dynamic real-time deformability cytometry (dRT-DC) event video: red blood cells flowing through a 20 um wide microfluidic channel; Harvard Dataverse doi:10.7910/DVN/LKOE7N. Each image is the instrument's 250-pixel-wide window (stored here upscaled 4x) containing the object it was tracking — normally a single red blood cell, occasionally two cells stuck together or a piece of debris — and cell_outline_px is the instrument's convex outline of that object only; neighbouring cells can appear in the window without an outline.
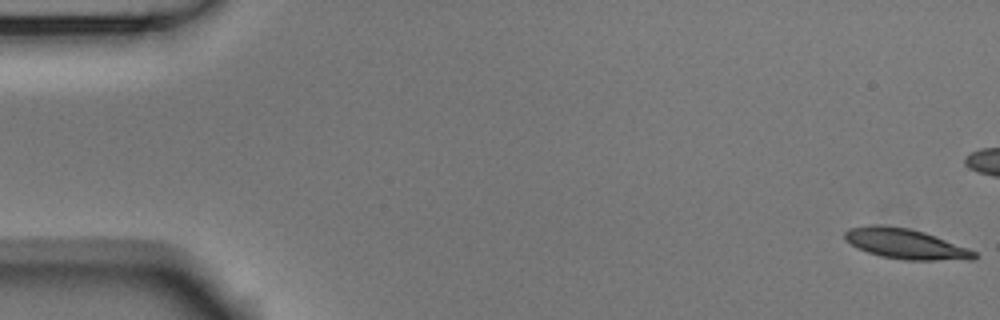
{"species": "Egyptian fruit bat (a non-hibernating species)", "species_latin": "Rousettus aegyptiacus", "temperature_condition": "room temperature", "stored_images_in_passage": 56, "camera_frame_rate_fps": 3000, "um_per_image_px": 0.085, "animal": {"sex": "male"}, "frame": {"image": 1, "passage_image": 1, "time_ms": 0.0, "image_size_px": [1000, 320], "cell_outline_px": [[976, 256], [972, 260], [904, 260], [880, 256], [856, 248], [844, 240], [844, 232], [848, 228], [868, 224], [880, 224], [908, 228], [924, 232], [936, 236], [968, 248], [976, 252]], "centroid_in_image_um": [76.92, 20.72], "position_along_channel_um": 8.1, "area_um2": 23.06}}
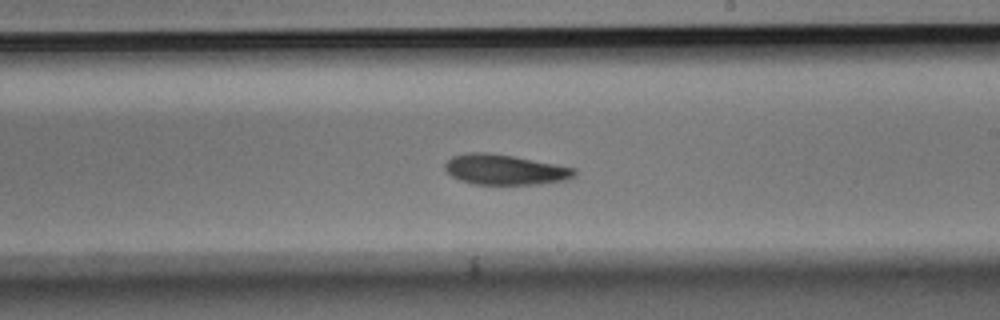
{"frame": {"image": 2, "passage_image": 32, "time_ms": 10.333, "image_size_px": [1000, 320], "cell_outline_px": [[576, 176], [568, 180], [540, 184], [476, 184], [460, 180], [452, 176], [444, 168], [444, 164], [452, 156], [468, 152], [488, 152], [512, 156], [576, 168]], "centroid_in_image_um": [42.93, 14.42], "position_along_channel_um": 246.1, "area_um2": 22.83}}
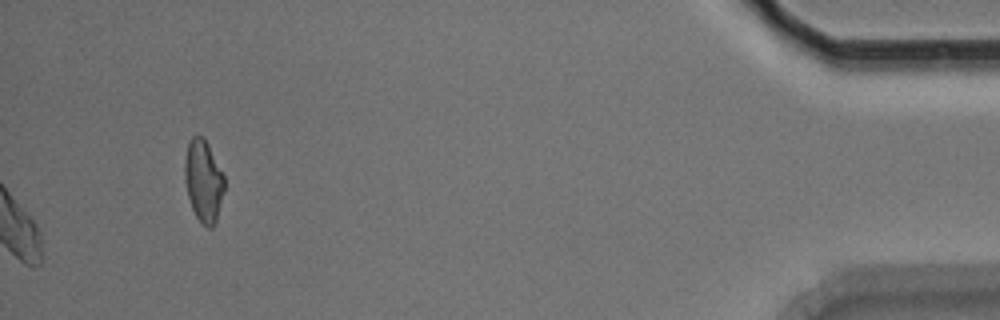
{"frame": {"image": 3, "passage_image": 56, "time_ms": 18.333, "image_size_px": [1000, 320], "cell_outline_px": [[224, 192], [216, 220], [212, 228], [208, 228], [196, 216], [192, 208], [188, 196], [184, 180], [184, 160], [188, 144], [192, 136], [204, 136], [224, 176]], "centroid_in_image_um": [17.28, 15.36], "position_along_channel_um": 417.9, "area_um2": 18.84}, "authors_computed_cell_mechanics": {"area_um2": 22.7443, "velocity_mm_per_s": 3.6637, "shape_relaxation_time_tau1_ms": 2.8563, "shape_relaxation_time_tau2_ms": 6.6175, "deformation_change_tau1": 0.1326, "deformation_change_tau2": 0.1303}}